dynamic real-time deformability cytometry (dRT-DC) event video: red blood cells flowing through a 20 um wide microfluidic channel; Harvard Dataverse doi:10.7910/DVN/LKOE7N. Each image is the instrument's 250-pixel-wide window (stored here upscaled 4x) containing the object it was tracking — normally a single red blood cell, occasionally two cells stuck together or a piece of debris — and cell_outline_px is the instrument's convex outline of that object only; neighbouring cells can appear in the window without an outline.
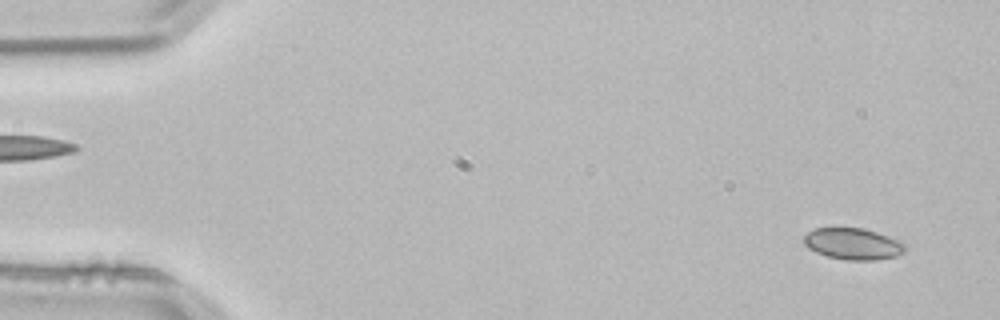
{"species": "common noctule bat (a hibernating species)", "species_latin": "Nyctalus noctula", "temperature_condition": "room temperature", "stored_images_in_passage": 3, "segment_of_instrument_passage": [2, 2], "camera_frame_rate_fps": 3000, "um_per_image_px": 0.085, "animal": {"sex": "male", "body_mass_g": 21.5, "forearm_length_mm": 52.0}, "frame": {"image": 1, "passage_image": 3, "time_ms": 0.667, "image_size_px": [1000, 320], "cell_outline_px": [[908, 248], [904, 252], [896, 256], [876, 260], [848, 260], [828, 256], [816, 252], [808, 248], [804, 244], [804, 236], [808, 232], [816, 228], [864, 228], [904, 240]], "centroid_in_image_um": [72.58, 20.72], "position_along_channel_um": 12.4, "area_um2": 18.84}}